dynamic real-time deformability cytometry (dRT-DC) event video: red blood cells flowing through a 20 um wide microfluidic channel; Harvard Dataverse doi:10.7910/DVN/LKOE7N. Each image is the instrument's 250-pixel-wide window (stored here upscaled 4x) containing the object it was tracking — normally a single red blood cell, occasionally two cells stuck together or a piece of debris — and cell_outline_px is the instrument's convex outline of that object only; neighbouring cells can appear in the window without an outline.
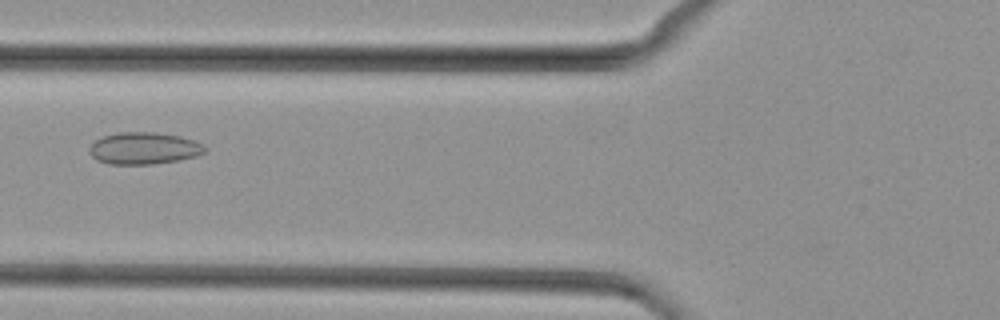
{"species": "common noctule bat (a hibernating species)", "species_latin": "Nyctalus noctula", "temperature_condition": "cold", "stored_images_in_passage": 31, "camera_frame_rate_fps": 3000, "um_per_image_px": 0.085, "animal": {"sex": "female", "body_mass_g": 29.2, "forearm_length_mm": 56.3}, "frame": {"image": 1, "passage_image": 5, "time_ms": 1.333, "image_size_px": [1000, 320], "cell_outline_px": [[208, 148], [204, 152], [196, 156], [180, 160], [152, 164], [108, 164], [96, 160], [88, 152], [88, 148], [96, 140], [104, 136], [116, 132], [156, 132], [180, 136], [204, 144]], "centroid_in_image_um": [12.23, 12.6], "position_along_channel_um": 113.6, "area_um2": 21.68}}
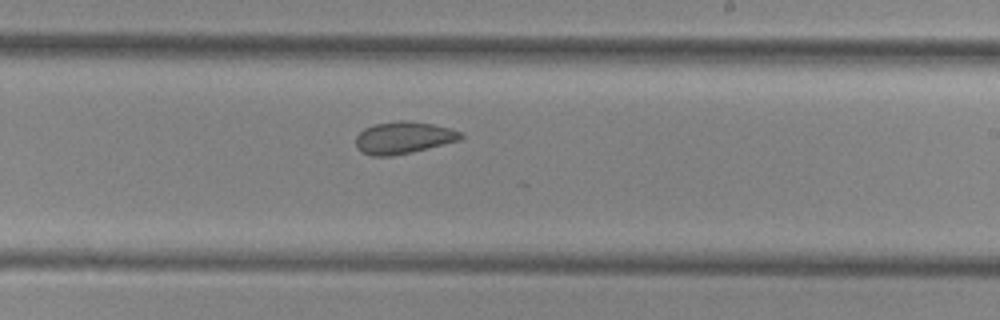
{"frame": {"image": 2, "passage_image": 15, "time_ms": 4.667, "image_size_px": [1000, 320], "cell_outline_px": [[464, 136], [460, 140], [412, 152], [392, 156], [372, 156], [360, 152], [356, 148], [356, 136], [364, 128], [372, 124], [400, 120], [408, 120], [432, 124], [448, 128], [460, 132]], "centroid_in_image_um": [34.25, 11.7], "position_along_channel_um": 254.8, "area_um2": 19.71}}
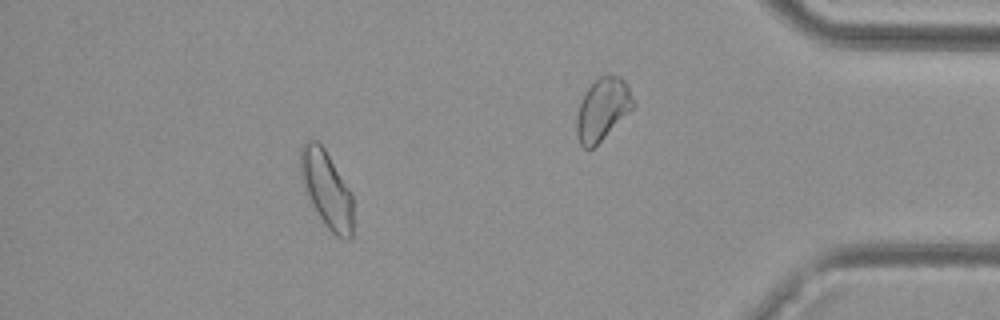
{"frame": {"image": 3, "passage_image": 25, "time_ms": 8.0, "image_size_px": [1000, 320], "cell_outline_px": [[352, 236], [348, 240], [336, 236], [328, 228], [312, 204], [304, 188], [300, 172], [300, 148], [304, 140], [316, 140], [324, 148], [352, 192]], "centroid_in_image_um": [27.76, 16.05], "position_along_channel_um": 407.4, "area_um2": 23.41}}